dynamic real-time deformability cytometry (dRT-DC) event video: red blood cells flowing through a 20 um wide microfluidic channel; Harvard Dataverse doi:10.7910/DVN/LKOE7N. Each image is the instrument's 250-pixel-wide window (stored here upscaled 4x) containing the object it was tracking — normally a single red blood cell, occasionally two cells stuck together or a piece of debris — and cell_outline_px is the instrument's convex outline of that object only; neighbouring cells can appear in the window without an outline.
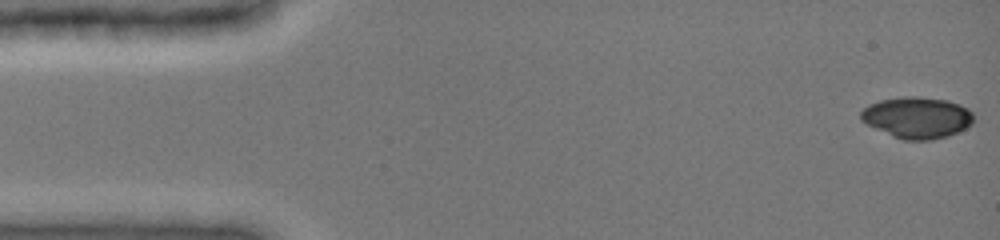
{"species": "common noctule bat (a hibernating species)", "species_latin": "Nyctalus noctula", "temperature_condition": "cold", "stored_images_in_passage": 40, "camera_frame_rate_fps": 3000, "um_per_image_px": 0.085, "animal": {"sex": "female", "body_mass_g": 19.0, "forearm_length_mm": 51.5}, "frame": {"image": 1, "passage_image": 1, "time_ms": 0.0, "image_size_px": [1000, 240], "cell_outline_px": [[972, 124], [948, 136], [932, 140], [904, 140], [892, 136], [860, 120], [860, 112], [868, 104], [880, 100], [904, 96], [916, 96], [948, 100], [960, 104], [968, 108], [972, 112]], "centroid_in_image_um": [77.94, 9.98], "position_along_channel_um": 7.1, "area_um2": 27.17}}
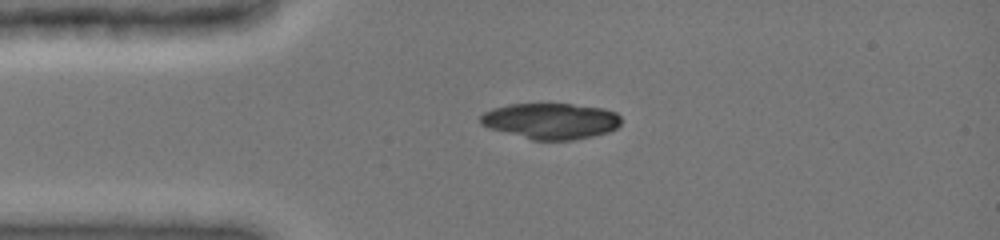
{"frame": {"image": 2, "passage_image": 21, "time_ms": 3.333, "image_size_px": [1000, 240], "cell_outline_px": [[620, 124], [616, 128], [608, 132], [592, 136], [572, 140], [532, 140], [488, 128], [480, 124], [480, 116], [484, 112], [492, 108], [508, 104], [572, 104], [604, 108], [616, 112], [620, 116]], "centroid_in_image_um": [46.8, 10.28], "position_along_channel_um": 38.2, "area_um2": 29.59}}
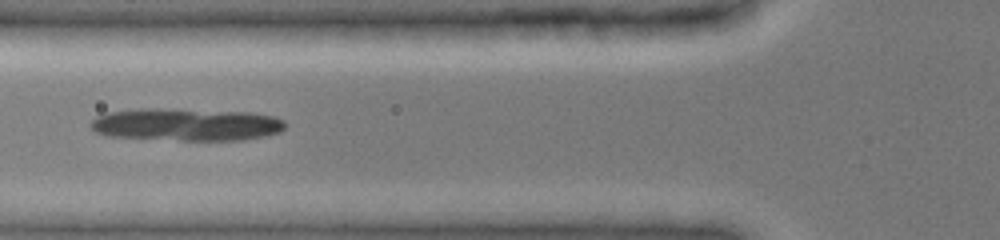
{"frame": {"image": 3, "passage_image": 39, "time_ms": 5.667, "image_size_px": [1000, 240], "cell_outline_px": [[284, 128], [280, 132], [264, 136], [244, 140], [180, 140], [108, 136], [96, 132], [92, 128], [92, 120], [96, 116], [108, 112], [140, 108], [160, 108], [256, 112], [276, 116], [284, 120]], "centroid_in_image_um": [15.88, 10.57], "position_along_channel_um": 109.9, "area_um2": 37.17}}